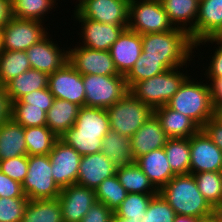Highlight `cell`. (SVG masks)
<instances>
[{
    "label": "cell",
    "instance_id": "57",
    "mask_svg": "<svg viewBox=\"0 0 222 222\" xmlns=\"http://www.w3.org/2000/svg\"><path fill=\"white\" fill-rule=\"evenodd\" d=\"M197 222H218L214 214L204 217V218H199Z\"/></svg>",
    "mask_w": 222,
    "mask_h": 222
},
{
    "label": "cell",
    "instance_id": "47",
    "mask_svg": "<svg viewBox=\"0 0 222 222\" xmlns=\"http://www.w3.org/2000/svg\"><path fill=\"white\" fill-rule=\"evenodd\" d=\"M0 197L1 198H27L22 190V184L9 178L0 171Z\"/></svg>",
    "mask_w": 222,
    "mask_h": 222
},
{
    "label": "cell",
    "instance_id": "42",
    "mask_svg": "<svg viewBox=\"0 0 222 222\" xmlns=\"http://www.w3.org/2000/svg\"><path fill=\"white\" fill-rule=\"evenodd\" d=\"M175 216L173 208L158 192L152 197L141 222H174Z\"/></svg>",
    "mask_w": 222,
    "mask_h": 222
},
{
    "label": "cell",
    "instance_id": "11",
    "mask_svg": "<svg viewBox=\"0 0 222 222\" xmlns=\"http://www.w3.org/2000/svg\"><path fill=\"white\" fill-rule=\"evenodd\" d=\"M70 46L68 61L81 75H121L114 65L110 51L94 50L79 44L74 46L72 43Z\"/></svg>",
    "mask_w": 222,
    "mask_h": 222
},
{
    "label": "cell",
    "instance_id": "20",
    "mask_svg": "<svg viewBox=\"0 0 222 222\" xmlns=\"http://www.w3.org/2000/svg\"><path fill=\"white\" fill-rule=\"evenodd\" d=\"M169 137L161 127L159 119L152 114L130 138L134 161L152 150L163 148Z\"/></svg>",
    "mask_w": 222,
    "mask_h": 222
},
{
    "label": "cell",
    "instance_id": "17",
    "mask_svg": "<svg viewBox=\"0 0 222 222\" xmlns=\"http://www.w3.org/2000/svg\"><path fill=\"white\" fill-rule=\"evenodd\" d=\"M63 222H81L96 202L95 190L72 184L61 188L58 196Z\"/></svg>",
    "mask_w": 222,
    "mask_h": 222
},
{
    "label": "cell",
    "instance_id": "49",
    "mask_svg": "<svg viewBox=\"0 0 222 222\" xmlns=\"http://www.w3.org/2000/svg\"><path fill=\"white\" fill-rule=\"evenodd\" d=\"M114 212L103 203L96 202L81 222H111Z\"/></svg>",
    "mask_w": 222,
    "mask_h": 222
},
{
    "label": "cell",
    "instance_id": "23",
    "mask_svg": "<svg viewBox=\"0 0 222 222\" xmlns=\"http://www.w3.org/2000/svg\"><path fill=\"white\" fill-rule=\"evenodd\" d=\"M154 114L169 138H190L201 129L191 118L166 105L154 109Z\"/></svg>",
    "mask_w": 222,
    "mask_h": 222
},
{
    "label": "cell",
    "instance_id": "45",
    "mask_svg": "<svg viewBox=\"0 0 222 222\" xmlns=\"http://www.w3.org/2000/svg\"><path fill=\"white\" fill-rule=\"evenodd\" d=\"M28 155H22L15 158L0 161V171L9 178L23 183L27 176Z\"/></svg>",
    "mask_w": 222,
    "mask_h": 222
},
{
    "label": "cell",
    "instance_id": "29",
    "mask_svg": "<svg viewBox=\"0 0 222 222\" xmlns=\"http://www.w3.org/2000/svg\"><path fill=\"white\" fill-rule=\"evenodd\" d=\"M73 127L78 133L107 134L110 131L106 109L82 106Z\"/></svg>",
    "mask_w": 222,
    "mask_h": 222
},
{
    "label": "cell",
    "instance_id": "16",
    "mask_svg": "<svg viewBox=\"0 0 222 222\" xmlns=\"http://www.w3.org/2000/svg\"><path fill=\"white\" fill-rule=\"evenodd\" d=\"M48 155L56 184L60 188L76 184L82 156L60 139L55 142Z\"/></svg>",
    "mask_w": 222,
    "mask_h": 222
},
{
    "label": "cell",
    "instance_id": "55",
    "mask_svg": "<svg viewBox=\"0 0 222 222\" xmlns=\"http://www.w3.org/2000/svg\"><path fill=\"white\" fill-rule=\"evenodd\" d=\"M213 214L218 222H222V202L214 207Z\"/></svg>",
    "mask_w": 222,
    "mask_h": 222
},
{
    "label": "cell",
    "instance_id": "33",
    "mask_svg": "<svg viewBox=\"0 0 222 222\" xmlns=\"http://www.w3.org/2000/svg\"><path fill=\"white\" fill-rule=\"evenodd\" d=\"M164 151L175 175L190 173L189 138H169L164 146Z\"/></svg>",
    "mask_w": 222,
    "mask_h": 222
},
{
    "label": "cell",
    "instance_id": "3",
    "mask_svg": "<svg viewBox=\"0 0 222 222\" xmlns=\"http://www.w3.org/2000/svg\"><path fill=\"white\" fill-rule=\"evenodd\" d=\"M158 192L173 208L176 215L204 218L213 214L214 208L199 191L191 173L175 175Z\"/></svg>",
    "mask_w": 222,
    "mask_h": 222
},
{
    "label": "cell",
    "instance_id": "38",
    "mask_svg": "<svg viewBox=\"0 0 222 222\" xmlns=\"http://www.w3.org/2000/svg\"><path fill=\"white\" fill-rule=\"evenodd\" d=\"M197 187L207 202L214 208L222 202V172L193 174Z\"/></svg>",
    "mask_w": 222,
    "mask_h": 222
},
{
    "label": "cell",
    "instance_id": "26",
    "mask_svg": "<svg viewBox=\"0 0 222 222\" xmlns=\"http://www.w3.org/2000/svg\"><path fill=\"white\" fill-rule=\"evenodd\" d=\"M79 109L77 104L55 98L46 113V126L59 138L74 125Z\"/></svg>",
    "mask_w": 222,
    "mask_h": 222
},
{
    "label": "cell",
    "instance_id": "7",
    "mask_svg": "<svg viewBox=\"0 0 222 222\" xmlns=\"http://www.w3.org/2000/svg\"><path fill=\"white\" fill-rule=\"evenodd\" d=\"M127 28L142 35L171 31L175 27L160 0H130Z\"/></svg>",
    "mask_w": 222,
    "mask_h": 222
},
{
    "label": "cell",
    "instance_id": "22",
    "mask_svg": "<svg viewBox=\"0 0 222 222\" xmlns=\"http://www.w3.org/2000/svg\"><path fill=\"white\" fill-rule=\"evenodd\" d=\"M159 191L175 174L171 170L164 147L150 151L134 161Z\"/></svg>",
    "mask_w": 222,
    "mask_h": 222
},
{
    "label": "cell",
    "instance_id": "24",
    "mask_svg": "<svg viewBox=\"0 0 222 222\" xmlns=\"http://www.w3.org/2000/svg\"><path fill=\"white\" fill-rule=\"evenodd\" d=\"M27 155L25 128L12 118L0 126V161Z\"/></svg>",
    "mask_w": 222,
    "mask_h": 222
},
{
    "label": "cell",
    "instance_id": "25",
    "mask_svg": "<svg viewBox=\"0 0 222 222\" xmlns=\"http://www.w3.org/2000/svg\"><path fill=\"white\" fill-rule=\"evenodd\" d=\"M174 27L188 33L195 27L198 17V0H160Z\"/></svg>",
    "mask_w": 222,
    "mask_h": 222
},
{
    "label": "cell",
    "instance_id": "41",
    "mask_svg": "<svg viewBox=\"0 0 222 222\" xmlns=\"http://www.w3.org/2000/svg\"><path fill=\"white\" fill-rule=\"evenodd\" d=\"M154 195L156 194L128 193L114 213L121 218L142 219Z\"/></svg>",
    "mask_w": 222,
    "mask_h": 222
},
{
    "label": "cell",
    "instance_id": "36",
    "mask_svg": "<svg viewBox=\"0 0 222 222\" xmlns=\"http://www.w3.org/2000/svg\"><path fill=\"white\" fill-rule=\"evenodd\" d=\"M106 134L78 133L72 126L59 137L65 144L72 147L81 156L101 152V144Z\"/></svg>",
    "mask_w": 222,
    "mask_h": 222
},
{
    "label": "cell",
    "instance_id": "9",
    "mask_svg": "<svg viewBox=\"0 0 222 222\" xmlns=\"http://www.w3.org/2000/svg\"><path fill=\"white\" fill-rule=\"evenodd\" d=\"M130 0H77L70 18H87L110 25H128Z\"/></svg>",
    "mask_w": 222,
    "mask_h": 222
},
{
    "label": "cell",
    "instance_id": "2",
    "mask_svg": "<svg viewBox=\"0 0 222 222\" xmlns=\"http://www.w3.org/2000/svg\"><path fill=\"white\" fill-rule=\"evenodd\" d=\"M194 74L195 73H193V76L190 74L166 106L188 116L202 128L204 124L218 112L213 107L208 82L202 80V76L198 79L197 74H195V76Z\"/></svg>",
    "mask_w": 222,
    "mask_h": 222
},
{
    "label": "cell",
    "instance_id": "19",
    "mask_svg": "<svg viewBox=\"0 0 222 222\" xmlns=\"http://www.w3.org/2000/svg\"><path fill=\"white\" fill-rule=\"evenodd\" d=\"M109 51L118 73L125 76L141 55V35L126 28L113 43Z\"/></svg>",
    "mask_w": 222,
    "mask_h": 222
},
{
    "label": "cell",
    "instance_id": "31",
    "mask_svg": "<svg viewBox=\"0 0 222 222\" xmlns=\"http://www.w3.org/2000/svg\"><path fill=\"white\" fill-rule=\"evenodd\" d=\"M116 176L127 193L157 194L158 190L149 181L139 166L133 162L130 165L118 167Z\"/></svg>",
    "mask_w": 222,
    "mask_h": 222
},
{
    "label": "cell",
    "instance_id": "44",
    "mask_svg": "<svg viewBox=\"0 0 222 222\" xmlns=\"http://www.w3.org/2000/svg\"><path fill=\"white\" fill-rule=\"evenodd\" d=\"M28 198H1L0 222H21Z\"/></svg>",
    "mask_w": 222,
    "mask_h": 222
},
{
    "label": "cell",
    "instance_id": "58",
    "mask_svg": "<svg viewBox=\"0 0 222 222\" xmlns=\"http://www.w3.org/2000/svg\"><path fill=\"white\" fill-rule=\"evenodd\" d=\"M2 51V30L0 28V52Z\"/></svg>",
    "mask_w": 222,
    "mask_h": 222
},
{
    "label": "cell",
    "instance_id": "28",
    "mask_svg": "<svg viewBox=\"0 0 222 222\" xmlns=\"http://www.w3.org/2000/svg\"><path fill=\"white\" fill-rule=\"evenodd\" d=\"M101 152L114 162L117 168L134 162L130 138L113 130H110L103 138Z\"/></svg>",
    "mask_w": 222,
    "mask_h": 222
},
{
    "label": "cell",
    "instance_id": "5",
    "mask_svg": "<svg viewBox=\"0 0 222 222\" xmlns=\"http://www.w3.org/2000/svg\"><path fill=\"white\" fill-rule=\"evenodd\" d=\"M106 111L110 130L129 138L154 114V110L149 105L142 103L129 91Z\"/></svg>",
    "mask_w": 222,
    "mask_h": 222
},
{
    "label": "cell",
    "instance_id": "48",
    "mask_svg": "<svg viewBox=\"0 0 222 222\" xmlns=\"http://www.w3.org/2000/svg\"><path fill=\"white\" fill-rule=\"evenodd\" d=\"M201 129L222 151V114L218 112L209 119Z\"/></svg>",
    "mask_w": 222,
    "mask_h": 222
},
{
    "label": "cell",
    "instance_id": "35",
    "mask_svg": "<svg viewBox=\"0 0 222 222\" xmlns=\"http://www.w3.org/2000/svg\"><path fill=\"white\" fill-rule=\"evenodd\" d=\"M31 69L25 51L2 50L0 52V84L8 81Z\"/></svg>",
    "mask_w": 222,
    "mask_h": 222
},
{
    "label": "cell",
    "instance_id": "46",
    "mask_svg": "<svg viewBox=\"0 0 222 222\" xmlns=\"http://www.w3.org/2000/svg\"><path fill=\"white\" fill-rule=\"evenodd\" d=\"M55 98L47 88L33 90L31 93L25 94L19 100L12 103H28L30 106L47 107V112L53 105Z\"/></svg>",
    "mask_w": 222,
    "mask_h": 222
},
{
    "label": "cell",
    "instance_id": "30",
    "mask_svg": "<svg viewBox=\"0 0 222 222\" xmlns=\"http://www.w3.org/2000/svg\"><path fill=\"white\" fill-rule=\"evenodd\" d=\"M58 1L60 2V0H11L13 17L45 23L49 20L48 13L52 14L59 7Z\"/></svg>",
    "mask_w": 222,
    "mask_h": 222
},
{
    "label": "cell",
    "instance_id": "1",
    "mask_svg": "<svg viewBox=\"0 0 222 222\" xmlns=\"http://www.w3.org/2000/svg\"><path fill=\"white\" fill-rule=\"evenodd\" d=\"M141 38L140 57L161 59L168 69L189 67L190 63L195 61V56L200 58L194 53V43L184 29L175 27L171 31L142 34Z\"/></svg>",
    "mask_w": 222,
    "mask_h": 222
},
{
    "label": "cell",
    "instance_id": "43",
    "mask_svg": "<svg viewBox=\"0 0 222 222\" xmlns=\"http://www.w3.org/2000/svg\"><path fill=\"white\" fill-rule=\"evenodd\" d=\"M209 44L210 45L215 44L213 46V49H214L212 51L213 54L209 57L208 56L206 57V58H210L209 62H208V64H207V62L202 64L203 66H205V67H203L204 68L203 71L204 70L205 71L203 72L204 74L203 73H200V74H202L203 77L205 76L204 79L205 78H222V45L216 44L210 38H208V39H204V40H201V41L195 43L194 48H196V49H194V52L196 54H198L200 57H203V58L199 59V60L203 61V59L205 57L201 54V51H198V50H201L198 47L201 48L203 45H204V47H207ZM200 45H202V46H200ZM215 46H217V47H215ZM196 50H197V52H196ZM199 52L201 55L199 54ZM204 64H206L208 67Z\"/></svg>",
    "mask_w": 222,
    "mask_h": 222
},
{
    "label": "cell",
    "instance_id": "10",
    "mask_svg": "<svg viewBox=\"0 0 222 222\" xmlns=\"http://www.w3.org/2000/svg\"><path fill=\"white\" fill-rule=\"evenodd\" d=\"M47 27L40 21L13 17L1 28L2 50L26 51L49 33Z\"/></svg>",
    "mask_w": 222,
    "mask_h": 222
},
{
    "label": "cell",
    "instance_id": "6",
    "mask_svg": "<svg viewBox=\"0 0 222 222\" xmlns=\"http://www.w3.org/2000/svg\"><path fill=\"white\" fill-rule=\"evenodd\" d=\"M22 190L29 200L58 198L61 188L53 179L49 155L28 156L27 176L22 183Z\"/></svg>",
    "mask_w": 222,
    "mask_h": 222
},
{
    "label": "cell",
    "instance_id": "52",
    "mask_svg": "<svg viewBox=\"0 0 222 222\" xmlns=\"http://www.w3.org/2000/svg\"><path fill=\"white\" fill-rule=\"evenodd\" d=\"M13 18L11 0H0V28Z\"/></svg>",
    "mask_w": 222,
    "mask_h": 222
},
{
    "label": "cell",
    "instance_id": "34",
    "mask_svg": "<svg viewBox=\"0 0 222 222\" xmlns=\"http://www.w3.org/2000/svg\"><path fill=\"white\" fill-rule=\"evenodd\" d=\"M58 139L46 125L25 128L27 155H48Z\"/></svg>",
    "mask_w": 222,
    "mask_h": 222
},
{
    "label": "cell",
    "instance_id": "8",
    "mask_svg": "<svg viewBox=\"0 0 222 222\" xmlns=\"http://www.w3.org/2000/svg\"><path fill=\"white\" fill-rule=\"evenodd\" d=\"M84 106L107 109L129 90L124 75H83Z\"/></svg>",
    "mask_w": 222,
    "mask_h": 222
},
{
    "label": "cell",
    "instance_id": "39",
    "mask_svg": "<svg viewBox=\"0 0 222 222\" xmlns=\"http://www.w3.org/2000/svg\"><path fill=\"white\" fill-rule=\"evenodd\" d=\"M168 68L161 59L141 58L135 62L130 71L124 76L128 89L136 82L161 74Z\"/></svg>",
    "mask_w": 222,
    "mask_h": 222
},
{
    "label": "cell",
    "instance_id": "56",
    "mask_svg": "<svg viewBox=\"0 0 222 222\" xmlns=\"http://www.w3.org/2000/svg\"><path fill=\"white\" fill-rule=\"evenodd\" d=\"M111 222H141V219L133 220V218L130 219L121 218L114 213Z\"/></svg>",
    "mask_w": 222,
    "mask_h": 222
},
{
    "label": "cell",
    "instance_id": "27",
    "mask_svg": "<svg viewBox=\"0 0 222 222\" xmlns=\"http://www.w3.org/2000/svg\"><path fill=\"white\" fill-rule=\"evenodd\" d=\"M48 78V74L31 68L8 81L4 86L12 103L33 90L47 88Z\"/></svg>",
    "mask_w": 222,
    "mask_h": 222
},
{
    "label": "cell",
    "instance_id": "15",
    "mask_svg": "<svg viewBox=\"0 0 222 222\" xmlns=\"http://www.w3.org/2000/svg\"><path fill=\"white\" fill-rule=\"evenodd\" d=\"M190 173L222 172V151L200 129L189 138Z\"/></svg>",
    "mask_w": 222,
    "mask_h": 222
},
{
    "label": "cell",
    "instance_id": "37",
    "mask_svg": "<svg viewBox=\"0 0 222 222\" xmlns=\"http://www.w3.org/2000/svg\"><path fill=\"white\" fill-rule=\"evenodd\" d=\"M126 189L120 184L116 174L105 179L95 190L97 202L103 203L113 212L127 196Z\"/></svg>",
    "mask_w": 222,
    "mask_h": 222
},
{
    "label": "cell",
    "instance_id": "51",
    "mask_svg": "<svg viewBox=\"0 0 222 222\" xmlns=\"http://www.w3.org/2000/svg\"><path fill=\"white\" fill-rule=\"evenodd\" d=\"M12 103L5 86L0 84V126L11 118Z\"/></svg>",
    "mask_w": 222,
    "mask_h": 222
},
{
    "label": "cell",
    "instance_id": "18",
    "mask_svg": "<svg viewBox=\"0 0 222 222\" xmlns=\"http://www.w3.org/2000/svg\"><path fill=\"white\" fill-rule=\"evenodd\" d=\"M117 167L102 152L82 156L76 184L96 190L107 178L116 174Z\"/></svg>",
    "mask_w": 222,
    "mask_h": 222
},
{
    "label": "cell",
    "instance_id": "53",
    "mask_svg": "<svg viewBox=\"0 0 222 222\" xmlns=\"http://www.w3.org/2000/svg\"><path fill=\"white\" fill-rule=\"evenodd\" d=\"M199 218L186 215H176L174 222H197Z\"/></svg>",
    "mask_w": 222,
    "mask_h": 222
},
{
    "label": "cell",
    "instance_id": "12",
    "mask_svg": "<svg viewBox=\"0 0 222 222\" xmlns=\"http://www.w3.org/2000/svg\"><path fill=\"white\" fill-rule=\"evenodd\" d=\"M48 89L54 98L84 106L85 89L81 75L67 61L60 69L49 75Z\"/></svg>",
    "mask_w": 222,
    "mask_h": 222
},
{
    "label": "cell",
    "instance_id": "14",
    "mask_svg": "<svg viewBox=\"0 0 222 222\" xmlns=\"http://www.w3.org/2000/svg\"><path fill=\"white\" fill-rule=\"evenodd\" d=\"M76 21L80 32L79 35L80 46H84L94 50L109 51L113 43L118 39L119 35L128 25H110L87 18H71ZM81 23V24H80ZM81 25V26H80ZM80 33V34H79ZM82 39V40H81Z\"/></svg>",
    "mask_w": 222,
    "mask_h": 222
},
{
    "label": "cell",
    "instance_id": "4",
    "mask_svg": "<svg viewBox=\"0 0 222 222\" xmlns=\"http://www.w3.org/2000/svg\"><path fill=\"white\" fill-rule=\"evenodd\" d=\"M186 67L168 69L154 77L134 83L128 90L135 98L154 110L166 105L189 74H192V71L189 73L190 68L188 71Z\"/></svg>",
    "mask_w": 222,
    "mask_h": 222
},
{
    "label": "cell",
    "instance_id": "54",
    "mask_svg": "<svg viewBox=\"0 0 222 222\" xmlns=\"http://www.w3.org/2000/svg\"><path fill=\"white\" fill-rule=\"evenodd\" d=\"M214 43L222 45V26L217 32L210 38Z\"/></svg>",
    "mask_w": 222,
    "mask_h": 222
},
{
    "label": "cell",
    "instance_id": "32",
    "mask_svg": "<svg viewBox=\"0 0 222 222\" xmlns=\"http://www.w3.org/2000/svg\"><path fill=\"white\" fill-rule=\"evenodd\" d=\"M21 222H63L58 198L29 200Z\"/></svg>",
    "mask_w": 222,
    "mask_h": 222
},
{
    "label": "cell",
    "instance_id": "21",
    "mask_svg": "<svg viewBox=\"0 0 222 222\" xmlns=\"http://www.w3.org/2000/svg\"><path fill=\"white\" fill-rule=\"evenodd\" d=\"M222 26V0L199 1L195 27L189 32L193 43L211 38Z\"/></svg>",
    "mask_w": 222,
    "mask_h": 222
},
{
    "label": "cell",
    "instance_id": "40",
    "mask_svg": "<svg viewBox=\"0 0 222 222\" xmlns=\"http://www.w3.org/2000/svg\"><path fill=\"white\" fill-rule=\"evenodd\" d=\"M47 107L30 106L28 103H12L11 118L24 128L46 125Z\"/></svg>",
    "mask_w": 222,
    "mask_h": 222
},
{
    "label": "cell",
    "instance_id": "13",
    "mask_svg": "<svg viewBox=\"0 0 222 222\" xmlns=\"http://www.w3.org/2000/svg\"><path fill=\"white\" fill-rule=\"evenodd\" d=\"M52 36L49 32L25 51L31 68L48 75L60 69L68 61V47L59 46L57 41L54 42L56 39H52Z\"/></svg>",
    "mask_w": 222,
    "mask_h": 222
},
{
    "label": "cell",
    "instance_id": "50",
    "mask_svg": "<svg viewBox=\"0 0 222 222\" xmlns=\"http://www.w3.org/2000/svg\"><path fill=\"white\" fill-rule=\"evenodd\" d=\"M210 86L212 104L217 112L222 111V78H206ZM210 81V82H209Z\"/></svg>",
    "mask_w": 222,
    "mask_h": 222
}]
</instances>
